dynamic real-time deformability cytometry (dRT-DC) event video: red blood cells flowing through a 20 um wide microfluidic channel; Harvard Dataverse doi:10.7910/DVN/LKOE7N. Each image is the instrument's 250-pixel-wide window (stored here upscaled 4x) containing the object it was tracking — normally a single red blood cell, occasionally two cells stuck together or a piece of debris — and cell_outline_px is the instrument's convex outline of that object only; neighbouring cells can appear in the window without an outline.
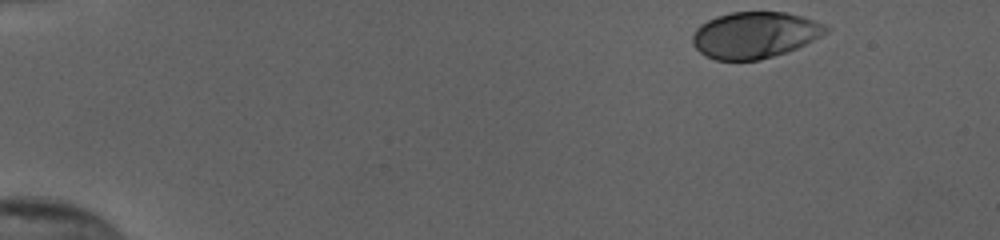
{"species": "human", "species_latin": "Homo sapiens", "temperature_condition": "cold", "stored_images_in_passage": 40, "camera_frame_rate_fps": 3000, "um_per_image_px": 0.085, "donor": {"sex": "female"}, "frame": {"image": 1, "passage_image": 1, "time_ms": 0.0, "image_size_px": [1000, 240], "cell_outline_px": [[832, 28], [828, 32], [788, 52], [760, 60], [716, 60], [704, 56], [692, 44], [692, 36], [696, 28], [700, 24], [716, 16], [732, 12], [784, 12], [800, 16], [828, 24]], "centroid_in_image_um": [64.15, 2.98], "position_along_channel_um": 20.8, "area_um2": 36.24}}
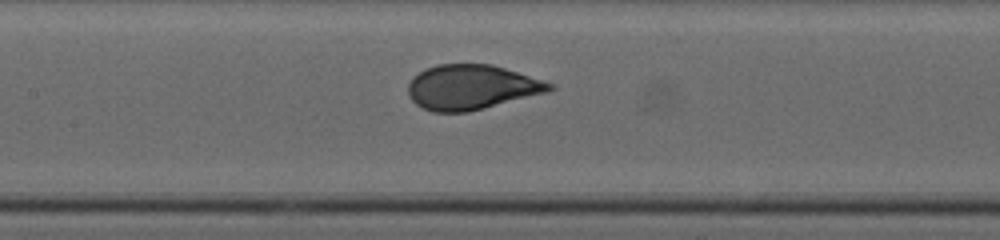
{"frame": {"image": 2, "passage_image": 22, "time_ms": 7.0, "image_size_px": [1000, 240], "cell_outline_px": [[556, 88], [548, 92], [468, 112], [432, 112], [416, 104], [408, 96], [408, 84], [412, 76], [424, 68], [436, 64], [492, 64], [556, 84]], "centroid_in_image_um": [40.07, 7.4], "position_along_channel_um": 167.3, "area_um2": 37.17}}
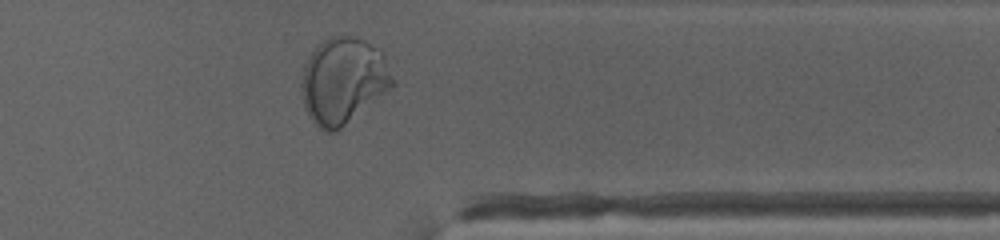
{"frame": {"image": 3, "passage_image": 39, "time_ms": 12.667, "image_size_px": [1000, 240], "cell_outline_px": [[396, 84], [392, 88], [336, 132], [324, 132], [308, 116], [304, 108], [300, 88], [300, 80], [304, 64], [308, 56], [316, 44], [332, 36], [352, 36], [364, 40], [380, 48], [396, 80]], "centroid_in_image_um": [29.17, 6.85], "position_along_channel_um": 382.2, "area_um2": 46.53}, "authors_computed_cell_mechanics": {"area_um2": 37.0498, "velocity_mm_per_s": 3.8518, "shape_relaxation_time_tau1_ms": 3.4429, "shape_relaxation_time_tau2_ms": null, "deformation_change_tau1": 0.1723, "deformation_change_tau2": null}}